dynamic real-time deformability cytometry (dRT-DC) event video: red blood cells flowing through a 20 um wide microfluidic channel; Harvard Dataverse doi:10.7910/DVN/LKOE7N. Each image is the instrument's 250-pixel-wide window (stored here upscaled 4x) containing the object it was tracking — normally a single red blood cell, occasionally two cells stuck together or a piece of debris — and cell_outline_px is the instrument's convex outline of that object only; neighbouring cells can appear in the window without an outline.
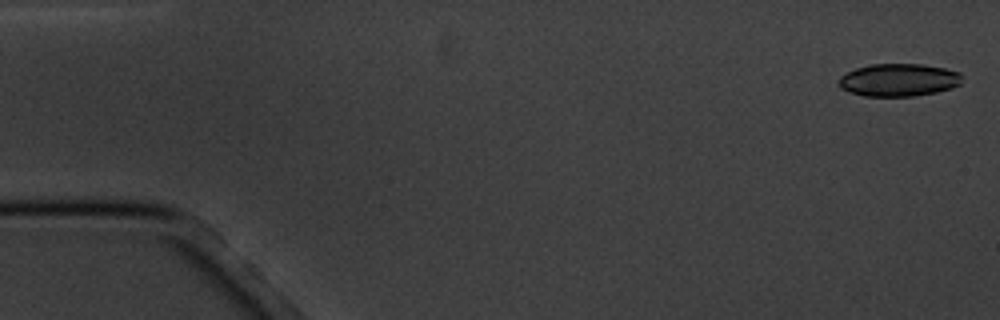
{"species": "common noctule bat (a hibernating species)", "species_latin": "Nyctalus noctula", "temperature_condition": "cold", "stored_images_in_passage": 6, "camera_frame_rate_fps": 3000, "um_per_image_px": 0.085, "animal": {"sex": "male", "body_mass_g": 20.1, "forearm_length_mm": 53.5}, "frame": {"image": 1, "passage_image": 1, "time_ms": 0.0, "image_size_px": [1000, 320], "cell_outline_px": [[960, 84], [952, 88], [936, 92], [916, 96], [864, 96], [848, 92], [840, 88], [840, 76], [856, 68], [868, 64], [924, 64], [944, 68], [960, 72]], "centroid_in_image_um": [76.38, 6.8], "position_along_channel_um": 8.6, "area_um2": 23.52}}
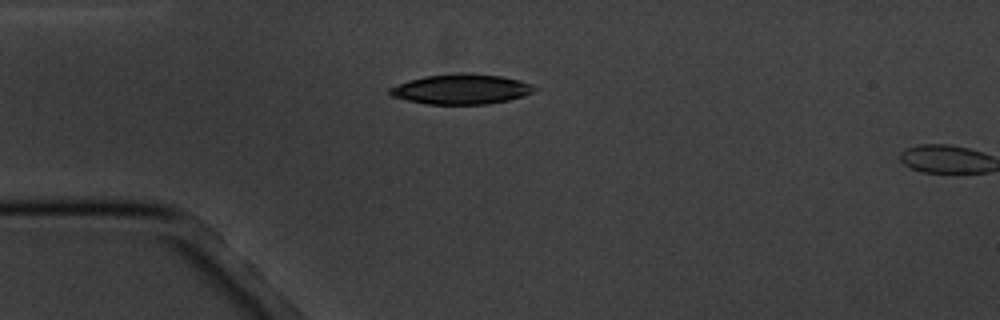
{"frame": {"image": 2, "passage_image": 5, "time_ms": 4.333, "image_size_px": [1000, 320], "cell_outline_px": [[536, 88], [532, 92], [524, 96], [508, 100], [488, 104], [428, 104], [408, 100], [392, 96], [388, 92], [388, 88], [424, 76], [452, 72], [468, 72], [500, 76], [520, 80]], "centroid_in_image_um": [39.2, 7.56], "position_along_channel_um": 45.8, "area_um2": 25.26}}